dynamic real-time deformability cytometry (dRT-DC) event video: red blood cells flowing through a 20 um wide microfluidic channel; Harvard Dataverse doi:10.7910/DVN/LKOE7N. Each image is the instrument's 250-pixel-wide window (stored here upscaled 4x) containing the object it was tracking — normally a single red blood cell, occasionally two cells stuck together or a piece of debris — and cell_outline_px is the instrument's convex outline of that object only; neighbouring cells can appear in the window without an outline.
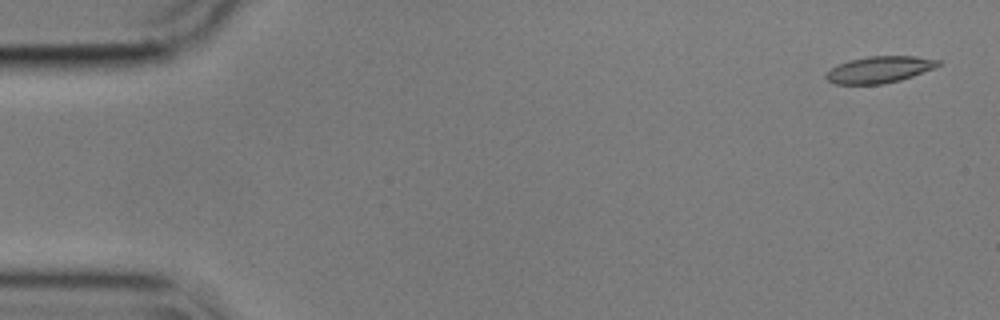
{"species": "common noctule bat (a hibernating species)", "species_latin": "Nyctalus noctula", "temperature_condition": "cold", "stored_images_in_passage": 55, "camera_frame_rate_fps": 3000, "um_per_image_px": 0.085, "animal": {"sex": "male", "body_mass_g": 17.9}, "frame": {"image": 1, "passage_image": 1, "time_ms": 0.0, "image_size_px": [1000, 320], "cell_outline_px": [[940, 64], [932, 68], [912, 76], [900, 80], [884, 84], [836, 84], [828, 80], [824, 76], [832, 68], [848, 60], [868, 56], [916, 56], [940, 60]], "centroid_in_image_um": [74.74, 5.91], "position_along_channel_um": 10.3, "area_um2": 17.17}}
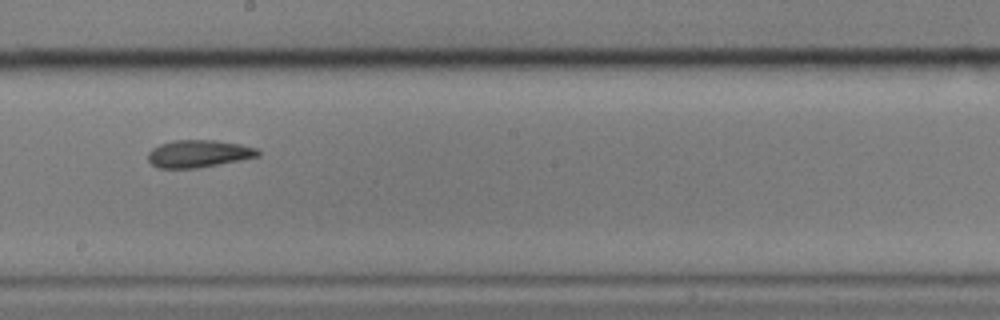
{"frame": {"image": 2, "passage_image": 30, "time_ms": 9.667, "image_size_px": [1000, 320], "cell_outline_px": [[260, 156], [240, 160], [196, 168], [156, 168], [148, 160], [148, 152], [152, 148], [160, 144], [172, 140], [216, 140], [240, 144], [256, 148], [260, 152]], "centroid_in_image_um": [16.86, 13.06], "position_along_channel_um": 231.3, "area_um2": 17.57}}
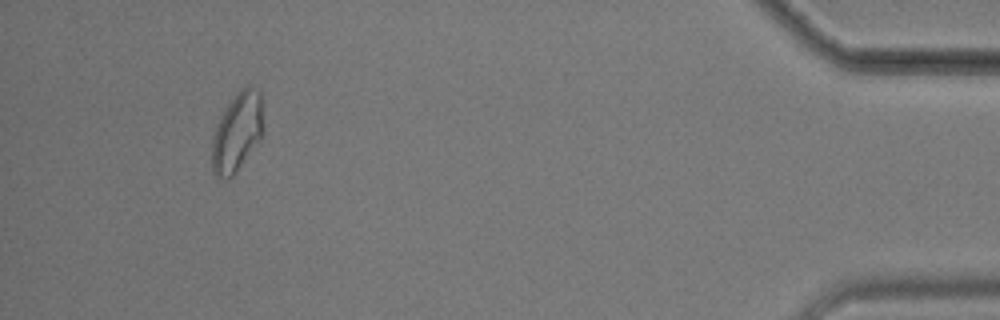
{"frame": {"image": 3, "passage_image": 51, "time_ms": 16.667, "image_size_px": [1000, 320], "cell_outline_px": [[264, 136], [236, 172], [228, 180], [216, 176], [212, 172], [212, 136], [220, 116], [236, 92], [240, 88], [248, 84], [260, 92], [264, 128]], "centroid_in_image_um": [20.17, 11.23], "position_along_channel_um": 415.0, "area_um2": 24.1}, "authors_computed_cell_mechanics": {"area_um2": 17.918, "velocity_mm_per_s": 3.5634, "shape_relaxation_time_tau1_ms": 5.0134, "shape_relaxation_time_tau2_ms": 4.6198, "deformation_change_tau1": 0.1429, "deformation_change_tau2": 0.0963}}